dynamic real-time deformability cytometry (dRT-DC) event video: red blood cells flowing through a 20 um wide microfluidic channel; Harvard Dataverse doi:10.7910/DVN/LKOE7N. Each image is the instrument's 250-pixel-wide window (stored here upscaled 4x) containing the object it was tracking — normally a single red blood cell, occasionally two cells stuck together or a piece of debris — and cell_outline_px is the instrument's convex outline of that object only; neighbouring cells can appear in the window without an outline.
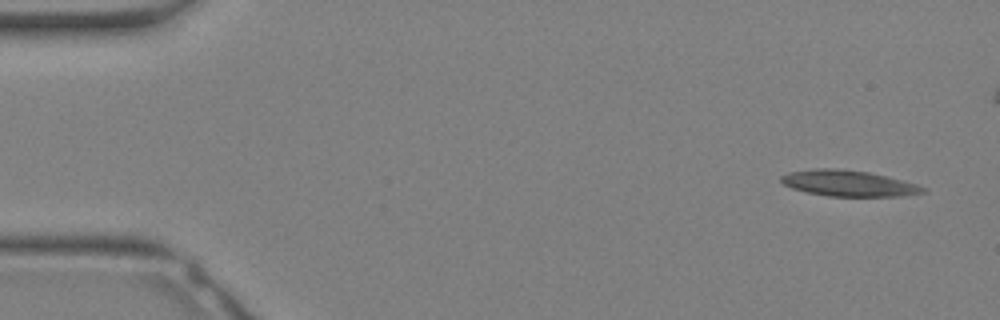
{"species": "Egyptian fruit bat (a non-hibernating species)", "species_latin": "Rousettus aegyptiacus", "temperature_condition": "warm", "stored_images_in_passage": 11, "camera_frame_rate_fps": 3000, "um_per_image_px": 0.085, "animal": {"sex": "female"}, "frame": {"image": 1, "passage_image": 1, "time_ms": 0.0, "image_size_px": [1000, 320], "cell_outline_px": [[928, 192], [904, 196], [828, 196], [808, 192], [792, 188], [784, 184], [780, 180], [780, 176], [788, 172], [812, 168], [832, 168], [868, 172], [916, 184], [928, 188]], "centroid_in_image_um": [72.12, 15.58], "position_along_channel_um": 12.9, "area_um2": 21.39}}
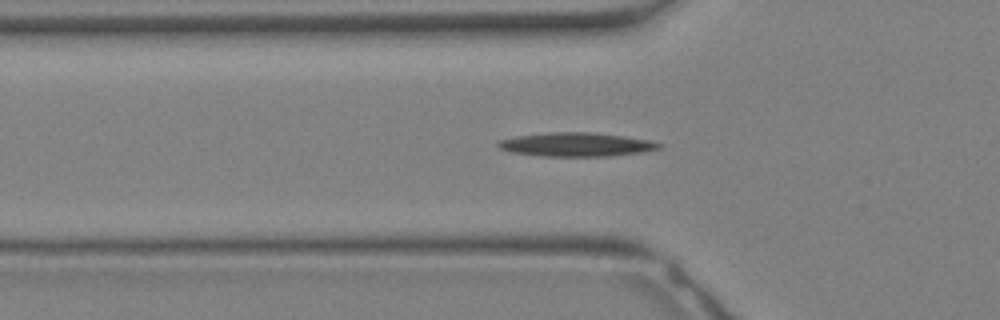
{"frame": {"image": 2, "passage_image": 10, "time_ms": 3.0, "image_size_px": [1000, 320], "cell_outline_px": [[664, 144], [660, 148], [640, 152], [612, 156], [544, 156], [512, 152], [500, 148], [496, 144], [500, 140], [516, 136], [548, 132], [592, 132], [624, 136], [648, 140]], "centroid_in_image_um": [48.99, 12.28], "position_along_channel_um": 76.8, "area_um2": 22.2}}